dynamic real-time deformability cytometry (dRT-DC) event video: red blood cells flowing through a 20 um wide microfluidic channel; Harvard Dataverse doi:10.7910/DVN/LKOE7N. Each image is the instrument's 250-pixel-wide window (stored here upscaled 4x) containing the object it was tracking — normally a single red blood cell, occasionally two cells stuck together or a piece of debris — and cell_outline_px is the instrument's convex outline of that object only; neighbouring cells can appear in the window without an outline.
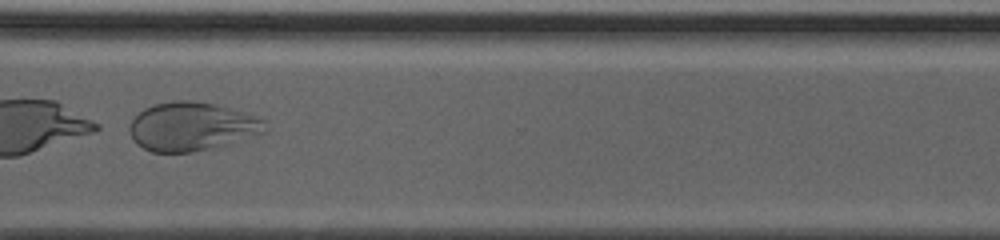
{"species": "human", "species_latin": "Homo sapiens", "temperature_condition": "cold", "stored_images_in_passage": 32, "camera_frame_rate_fps": 3000, "um_per_image_px": 0.085, "donor": {"sex": "male"}, "frame": {"image": 1, "passage_image": 23, "time_ms": 7.333, "image_size_px": [1000, 240], "cell_outline_px": [[264, 132], [212, 148], [192, 152], [152, 152], [136, 144], [132, 140], [128, 128], [132, 120], [144, 108], [156, 104], [172, 100], [192, 100], [216, 104], [244, 112], [256, 116], [264, 120]], "centroid_in_image_um": [16.24, 10.74], "position_along_channel_um": 354.4, "area_um2": 38.15}}